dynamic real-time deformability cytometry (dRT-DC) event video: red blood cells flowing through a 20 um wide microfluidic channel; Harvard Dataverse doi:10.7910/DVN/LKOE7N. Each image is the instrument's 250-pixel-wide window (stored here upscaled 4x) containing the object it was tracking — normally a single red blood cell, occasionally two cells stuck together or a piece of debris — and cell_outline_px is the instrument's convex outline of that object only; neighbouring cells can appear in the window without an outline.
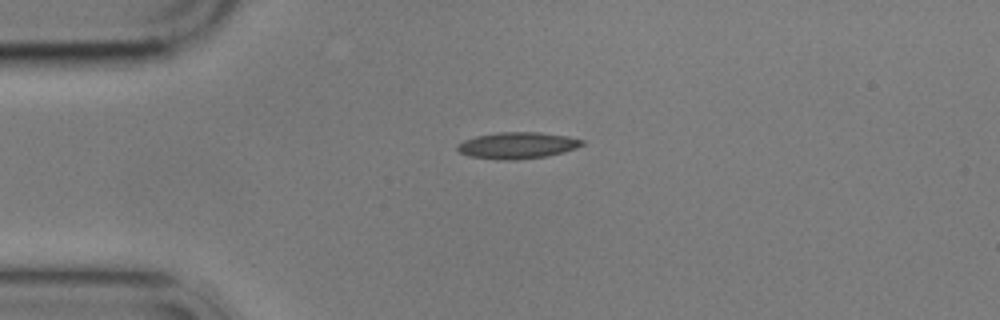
{"species": "common noctule bat (a hibernating species)", "species_latin": "Nyctalus noctula", "temperature_condition": "cold", "stored_images_in_passage": 1, "camera_frame_rate_fps": 3000, "um_per_image_px": 0.085, "animal": {"sex": "male", "body_mass_g": 17.9}, "frame": {"image": 1, "passage_image": 1, "time_ms": 0.0, "image_size_px": [1000, 320], "cell_outline_px": [[584, 144], [576, 148], [564, 152], [548, 156], [516, 160], [500, 160], [472, 156], [460, 152], [456, 148], [456, 144], [464, 140], [476, 136], [496, 132], [540, 132], [568, 136], [584, 140]], "centroid_in_image_um": [43.99, 12.35], "position_along_channel_um": 41.0, "area_um2": 19.36}}